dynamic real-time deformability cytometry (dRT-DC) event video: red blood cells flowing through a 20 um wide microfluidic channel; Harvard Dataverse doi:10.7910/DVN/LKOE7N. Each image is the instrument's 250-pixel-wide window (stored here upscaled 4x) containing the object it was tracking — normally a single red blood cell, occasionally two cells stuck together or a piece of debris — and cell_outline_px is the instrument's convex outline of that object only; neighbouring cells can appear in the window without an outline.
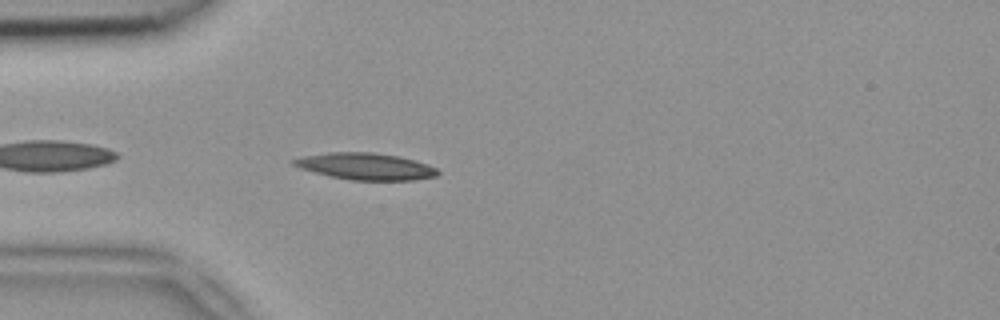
{"species": "common noctule bat (a hibernating species)", "species_latin": "Nyctalus noctula", "temperature_condition": "room temperature", "stored_images_in_passage": 35, "camera_frame_rate_fps": 3000, "um_per_image_px": 0.085, "animal": {"sex": "female", "body_mass_g": 18.4}, "frame": {"image": 1, "passage_image": 3, "time_ms": 0.667, "image_size_px": [1000, 320], "cell_outline_px": [[440, 172], [436, 176], [416, 180], [352, 180], [328, 176], [300, 168], [292, 164], [292, 160], [304, 156], [332, 152], [372, 152], [396, 156], [428, 164], [436, 168]], "centroid_in_image_um": [31.08, 14.15], "position_along_channel_um": 53.9, "area_um2": 22.25}}
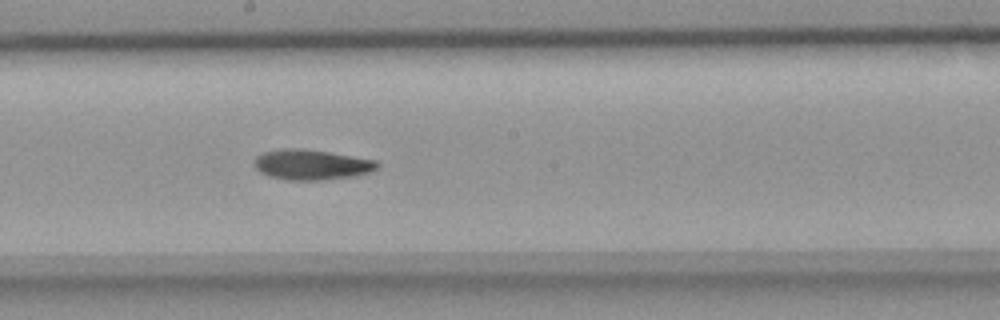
{"frame": {"image": 2, "passage_image": 16, "time_ms": 5.0, "image_size_px": [1000, 320], "cell_outline_px": [[380, 164], [376, 168], [368, 172], [352, 176], [320, 180], [284, 180], [268, 176], [260, 172], [256, 168], [256, 156], [264, 152], [288, 148], [296, 148], [328, 152], [376, 160]], "centroid_in_image_um": [26.46, 14.0], "position_along_channel_um": 221.7, "area_um2": 21.33}}
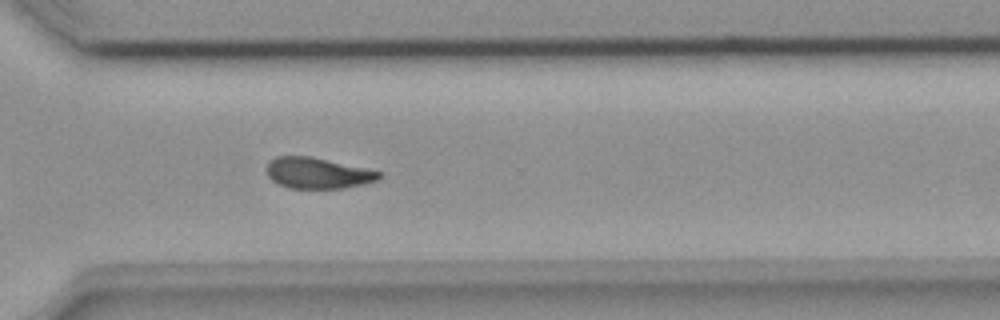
{"frame": {"image": 3, "passage_image": 25, "time_ms": 8.0, "image_size_px": [1000, 320], "cell_outline_px": [[380, 176], [376, 180], [364, 184], [344, 188], [288, 188], [272, 180], [268, 176], [268, 164], [276, 156], [308, 156], [364, 168], [380, 172]], "centroid_in_image_um": [26.98, 14.72], "position_along_channel_um": 343.6, "area_um2": 19.77}}